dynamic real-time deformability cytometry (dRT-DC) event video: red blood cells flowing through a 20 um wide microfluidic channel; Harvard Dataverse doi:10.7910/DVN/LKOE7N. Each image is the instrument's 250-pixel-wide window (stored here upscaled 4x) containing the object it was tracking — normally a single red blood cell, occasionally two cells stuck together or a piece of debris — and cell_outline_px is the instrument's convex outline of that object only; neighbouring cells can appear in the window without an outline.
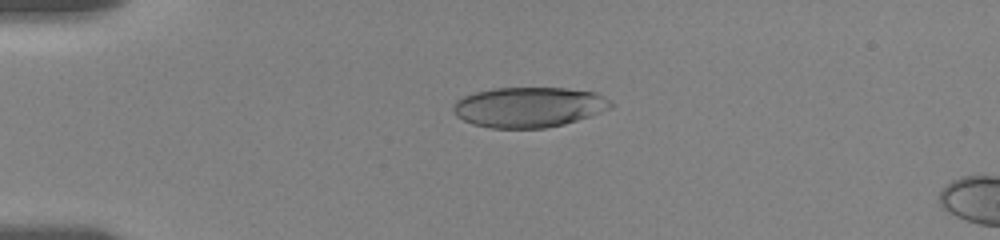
{"species": "human", "species_latin": "Homo sapiens", "temperature_condition": "room temperature", "stored_images_in_passage": 3, "camera_frame_rate_fps": 3000, "um_per_image_px": 0.085, "donor": {"sex": "female"}, "frame": {"image": 1, "passage_image": 1, "time_ms": 0.0, "image_size_px": [1000, 240], "cell_outline_px": [[612, 108], [564, 124], [544, 128], [492, 128], [472, 124], [456, 116], [452, 112], [452, 108], [456, 100], [464, 96], [476, 92], [496, 88], [564, 88], [592, 92], [608, 100], [612, 104]], "centroid_in_image_um": [44.89, 9.11], "position_along_channel_um": 40.1, "area_um2": 36.59}}